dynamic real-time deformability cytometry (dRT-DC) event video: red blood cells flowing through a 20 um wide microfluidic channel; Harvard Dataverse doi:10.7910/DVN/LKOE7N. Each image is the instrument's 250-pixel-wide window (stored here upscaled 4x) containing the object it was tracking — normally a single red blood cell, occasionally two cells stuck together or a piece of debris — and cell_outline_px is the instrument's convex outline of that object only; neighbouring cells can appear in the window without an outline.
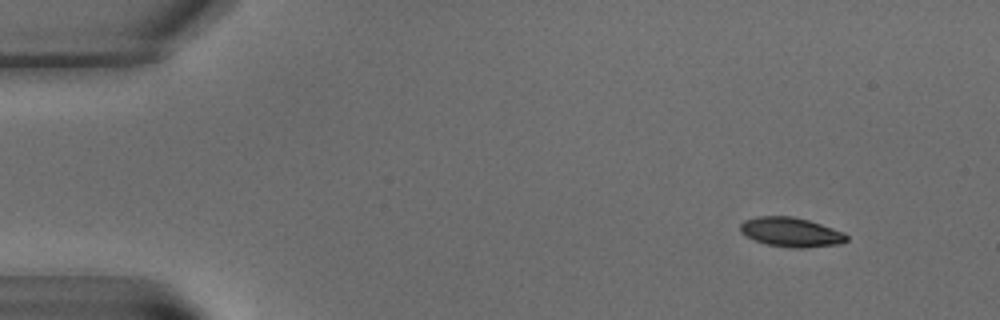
{"species": "common noctule bat (a hibernating species)", "species_latin": "Nyctalus noctula", "temperature_condition": "warm", "stored_images_in_passage": 9, "camera_frame_rate_fps": 3000, "um_per_image_px": 0.085, "animal": {"sex": "male", "body_mass_g": 15.6}, "frame": {"image": 1, "passage_image": 1, "time_ms": 0.0, "image_size_px": [1000, 320], "cell_outline_px": [[848, 240], [840, 244], [804, 248], [792, 248], [768, 244], [756, 240], [740, 232], [740, 224], [744, 220], [756, 216], [792, 216], [808, 220], [844, 232], [848, 236]], "centroid_in_image_um": [67.25, 19.73], "position_along_channel_um": 17.8, "area_um2": 18.15}}
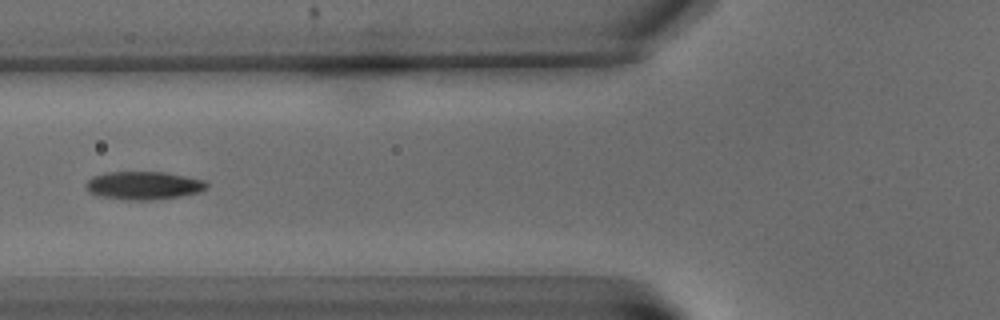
{"frame": {"image": 2, "passage_image": 7, "time_ms": 7.0, "image_size_px": [1000, 320], "cell_outline_px": [[208, 188], [200, 192], [180, 196], [152, 200], [124, 200], [100, 196], [88, 192], [84, 188], [84, 184], [92, 176], [108, 172], [164, 172], [204, 180], [208, 184]], "centroid_in_image_um": [12.17, 15.77], "position_along_channel_um": 113.6, "area_um2": 19.94}}
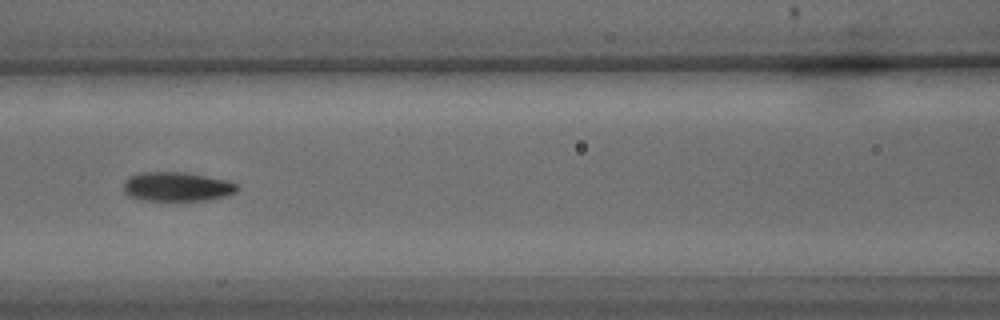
{"frame": {"image": 3, "passage_image": 8, "time_ms": 8.333, "image_size_px": [1000, 320], "cell_outline_px": [[240, 188], [236, 192], [224, 196], [208, 200], [140, 200], [128, 196], [124, 192], [124, 180], [128, 176], [140, 172], [184, 172], [228, 180], [240, 184]], "centroid_in_image_um": [15.04, 15.86], "position_along_channel_um": 151.6, "area_um2": 19.59}}